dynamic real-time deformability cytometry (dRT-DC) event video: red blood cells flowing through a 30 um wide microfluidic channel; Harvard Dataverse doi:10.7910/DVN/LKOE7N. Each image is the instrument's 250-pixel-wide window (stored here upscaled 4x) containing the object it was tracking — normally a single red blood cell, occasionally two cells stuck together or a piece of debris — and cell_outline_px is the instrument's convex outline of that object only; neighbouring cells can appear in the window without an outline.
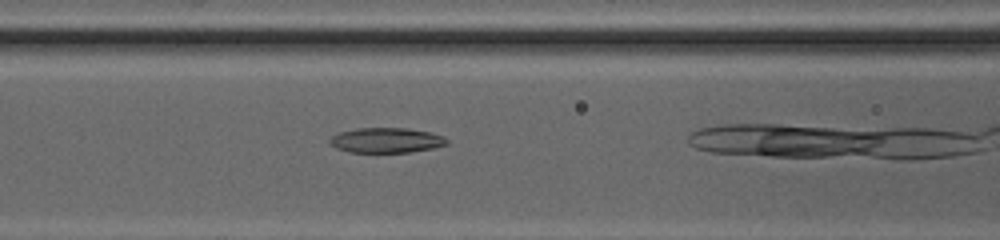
{"species": "common noctule bat (a hibernating species)", "species_latin": "Nyctalus noctula", "temperature_condition": "cold", "stored_images_in_passage": 28, "camera_frame_rate_fps": 3000, "um_per_image_px": 0.085, "animal": {"sex": "female", "body_mass_g": 20.0, "forearm_length_mm": 54.0}, "frame": {"image": 1, "passage_image": 16, "time_ms": 5.0, "image_size_px": [1000, 240], "cell_outline_px": [[448, 144], [432, 148], [408, 152], [348, 152], [336, 148], [328, 144], [328, 140], [332, 136], [340, 132], [356, 128], [408, 128], [432, 132], [444, 136], [448, 140]], "centroid_in_image_um": [32.82, 11.92], "position_along_channel_um": 133.8, "area_um2": 17.22}}
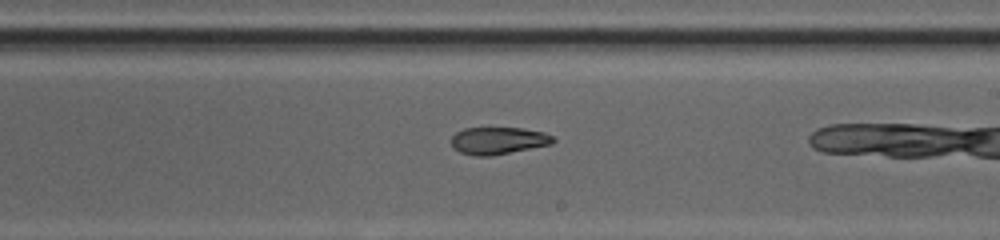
{"frame": {"image": 2, "passage_image": 24, "time_ms": 7.667, "image_size_px": [1000, 240], "cell_outline_px": [[556, 140], [552, 144], [488, 156], [472, 156], [460, 152], [452, 148], [452, 136], [456, 132], [464, 128], [520, 128], [544, 132], [552, 136]], "centroid_in_image_um": [42.32, 11.95], "position_along_channel_um": 246.7, "area_um2": 16.07}}